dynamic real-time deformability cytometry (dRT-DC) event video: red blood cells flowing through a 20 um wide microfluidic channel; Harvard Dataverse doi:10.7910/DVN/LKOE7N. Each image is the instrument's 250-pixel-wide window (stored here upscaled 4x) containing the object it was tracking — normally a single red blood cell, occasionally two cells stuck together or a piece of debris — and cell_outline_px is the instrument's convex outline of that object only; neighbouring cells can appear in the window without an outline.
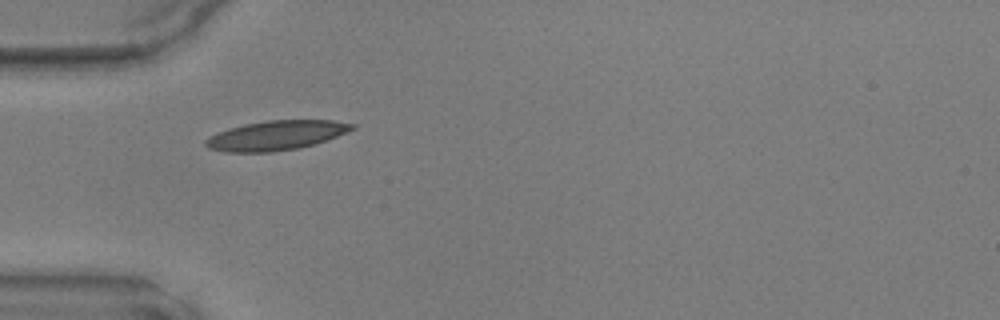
{"species": "common noctule bat (a hibernating species)", "species_latin": "Nyctalus noctula", "temperature_condition": "warm", "stored_images_in_passage": 34, "camera_frame_rate_fps": 3000, "um_per_image_px": 0.085, "animal": {"sex": "male", "body_mass_g": 17.9, "forearm_length_mm": 54.2}, "frame": {"image": 1, "passage_image": 1, "time_ms": 0.0, "image_size_px": [1000, 320], "cell_outline_px": [[356, 128], [348, 132], [300, 148], [272, 152], [224, 152], [208, 148], [204, 144], [204, 140], [208, 136], [228, 128], [244, 124], [268, 120], [332, 120], [356, 124]], "centroid_in_image_um": [23.44, 11.51], "position_along_channel_um": 61.6, "area_um2": 25.26}}
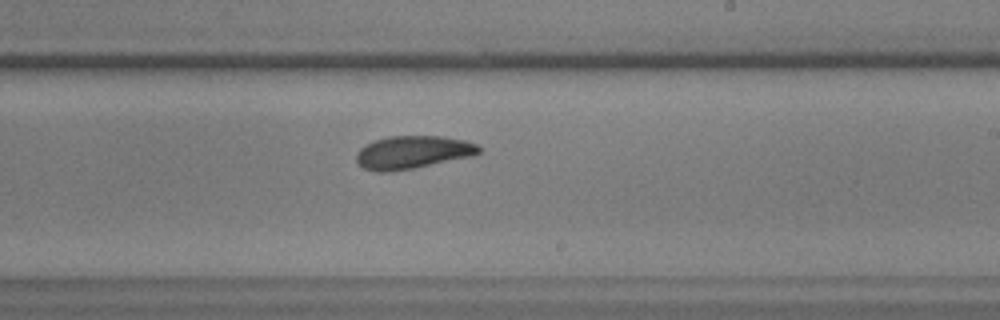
{"frame": {"image": 2, "passage_image": 15, "time_ms": 4.667, "image_size_px": [1000, 320], "cell_outline_px": [[480, 152], [472, 156], [412, 168], [384, 172], [376, 172], [364, 168], [356, 160], [356, 152], [360, 148], [376, 140], [392, 136], [440, 136], [464, 140], [476, 144], [480, 148]], "centroid_in_image_um": [35.07, 12.94], "position_along_channel_um": 253.9, "area_um2": 23.12}}
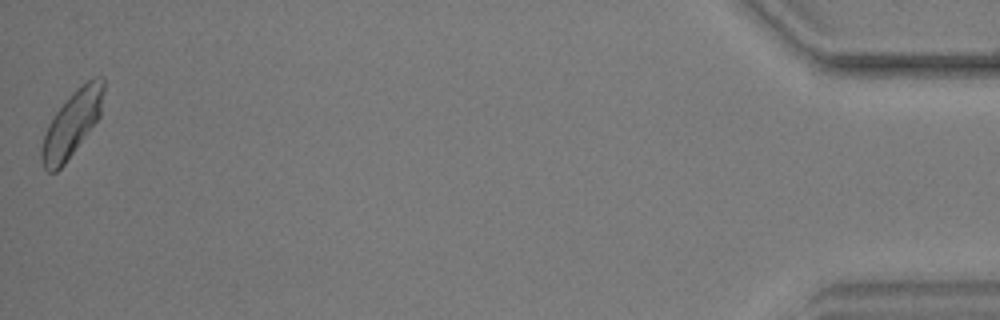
{"frame": {"image": 3, "passage_image": 34, "time_ms": 11.0, "image_size_px": [1000, 320], "cell_outline_px": [[104, 92], [100, 116], [64, 164], [56, 172], [48, 172], [44, 168], [40, 160], [40, 148], [48, 124], [56, 112], [76, 88], [92, 76], [104, 76]], "centroid_in_image_um": [6.11, 10.49], "position_along_channel_um": 429.1, "area_um2": 23.52}}